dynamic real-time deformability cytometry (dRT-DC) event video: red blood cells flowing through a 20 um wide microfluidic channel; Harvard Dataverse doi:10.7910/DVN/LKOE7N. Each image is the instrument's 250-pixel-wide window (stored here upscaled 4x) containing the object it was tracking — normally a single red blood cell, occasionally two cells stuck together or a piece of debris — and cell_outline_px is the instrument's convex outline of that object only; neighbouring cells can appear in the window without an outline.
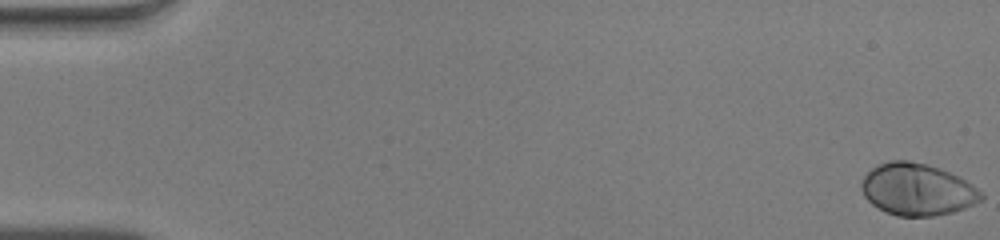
{"species": "human", "species_latin": "Homo sapiens", "temperature_condition": "warm", "stored_images_in_passage": 52, "camera_frame_rate_fps": 3000, "um_per_image_px": 0.085, "donor": {"sex": "male"}, "frame": {"image": 1, "passage_image": 1, "time_ms": 0.0, "image_size_px": [1000, 240], "cell_outline_px": [[984, 196], [980, 200], [964, 208], [952, 212], [932, 216], [896, 216], [884, 212], [872, 204], [864, 196], [860, 188], [860, 184], [864, 176], [872, 168], [880, 164], [892, 160], [908, 160], [940, 168], [972, 184]], "centroid_in_image_um": [77.91, 16.11], "position_along_channel_um": 7.1, "area_um2": 35.95}}
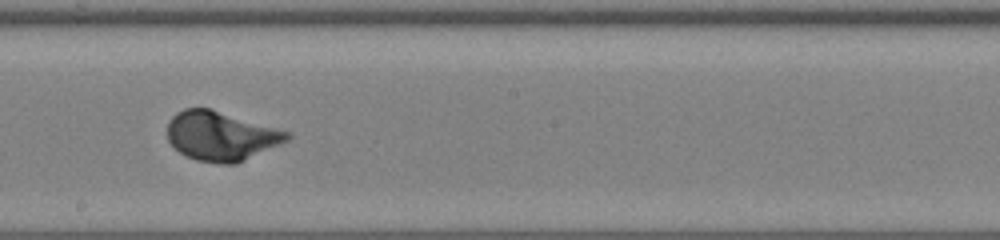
{"frame": {"image": 2, "passage_image": 30, "time_ms": 9.667, "image_size_px": [1000, 240], "cell_outline_px": [[292, 136], [288, 140], [236, 164], [216, 164], [196, 160], [180, 152], [168, 140], [168, 120], [176, 112], [184, 108], [212, 108], [292, 132]], "centroid_in_image_um": [18.8, 11.54], "position_along_channel_um": 229.4, "area_um2": 34.62}}
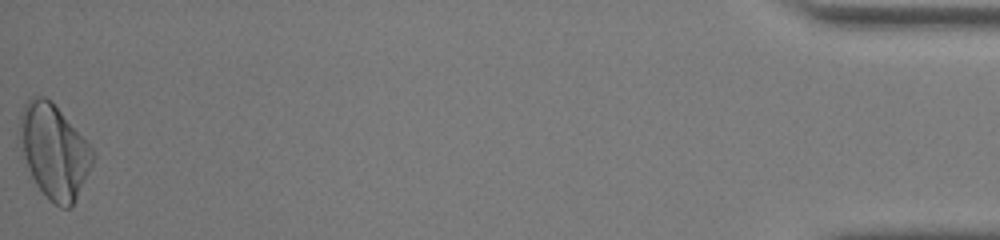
{"frame": {"image": 3, "passage_image": 52, "time_ms": 17.0, "image_size_px": [1000, 240], "cell_outline_px": [[96, 156], [72, 204], [68, 208], [60, 208], [48, 200], [36, 184], [28, 168], [20, 148], [20, 116], [24, 104], [32, 96], [44, 96], [52, 100], [92, 148]], "centroid_in_image_um": [4.58, 12.83], "position_along_channel_um": 430.6, "area_um2": 39.65}, "authors_computed_cell_mechanics": {"area_um2": 34.5066, "velocity_mm_per_s": 4.0462, "shape_relaxation_time_tau1_ms": 2.3075, "shape_relaxation_time_tau2_ms": null, "deformation_change_tau1": 0.1584, "deformation_change_tau2": null}}